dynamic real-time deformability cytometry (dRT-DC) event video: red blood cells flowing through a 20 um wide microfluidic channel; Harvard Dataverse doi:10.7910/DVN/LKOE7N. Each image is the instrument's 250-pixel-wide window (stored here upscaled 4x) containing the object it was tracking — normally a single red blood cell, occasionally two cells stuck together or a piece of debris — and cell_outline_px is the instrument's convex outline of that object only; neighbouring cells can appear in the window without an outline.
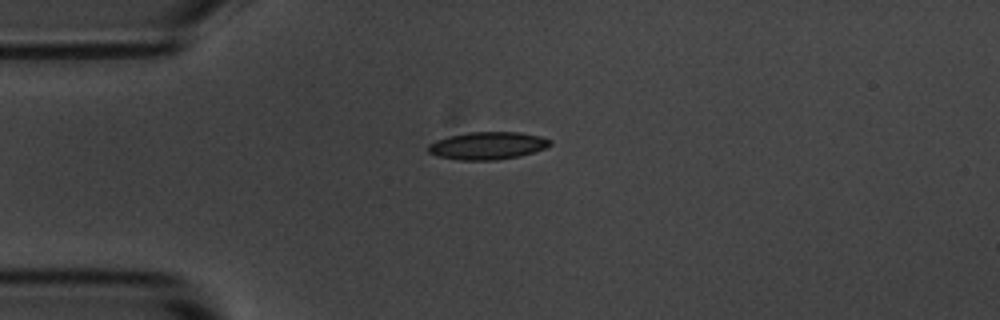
{"species": "common noctule bat (a hibernating species)", "species_latin": "Nyctalus noctula", "temperature_condition": "room temperature", "stored_images_in_passage": 5, "camera_frame_rate_fps": 3000, "um_per_image_px": 0.085, "animal": {"sex": "male", "body_mass_g": 20.1, "forearm_length_mm": 53.5}, "frame": {"image": 1, "passage_image": 1, "time_ms": 0.0, "image_size_px": [1000, 320], "cell_outline_px": [[552, 144], [544, 148], [532, 152], [516, 156], [492, 160], [460, 160], [440, 156], [428, 152], [428, 144], [436, 140], [448, 136], [468, 132], [520, 132], [540, 136], [552, 140]], "centroid_in_image_um": [41.43, 12.36], "position_along_channel_um": 43.6, "area_um2": 19.36}}
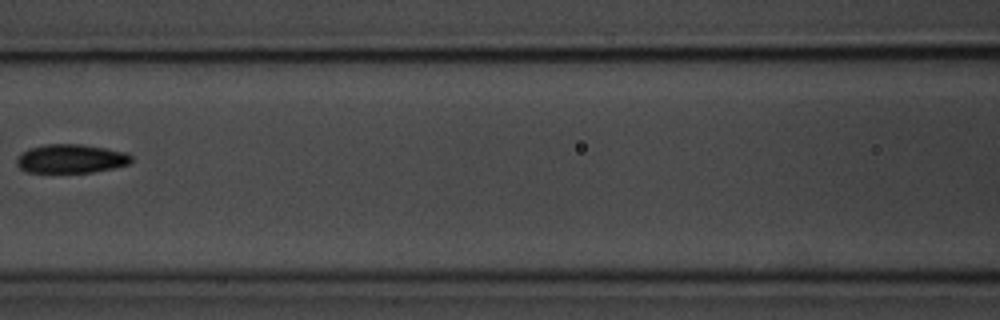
{"frame": {"image": 2, "passage_image": 4, "time_ms": 1.0, "image_size_px": [1000, 320], "cell_outline_px": [[132, 160], [128, 164], [112, 168], [92, 172], [28, 172], [20, 168], [16, 164], [16, 160], [20, 152], [28, 148], [44, 144], [80, 144], [128, 152], [132, 156]], "centroid_in_image_um": [6.01, 13.48], "position_along_channel_um": 160.6, "area_um2": 19.31}}
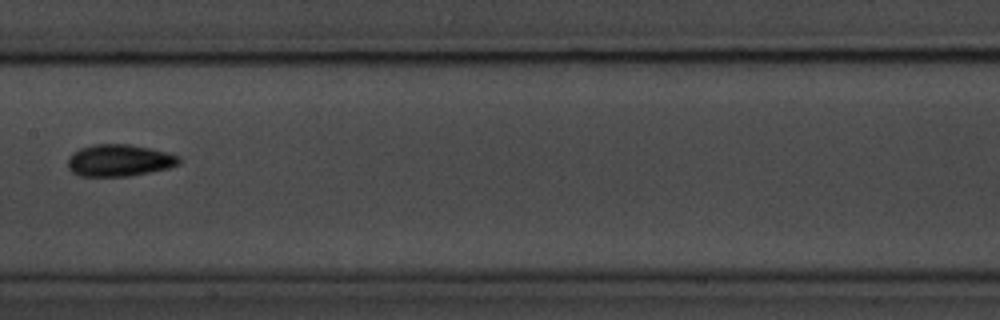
{"frame": {"image": 3, "passage_image": 5, "time_ms": 1.333, "image_size_px": [1000, 320], "cell_outline_px": [[180, 164], [168, 168], [128, 176], [80, 176], [72, 172], [68, 168], [68, 156], [72, 152], [80, 148], [92, 144], [128, 144], [152, 148], [180, 156]], "centroid_in_image_um": [10.12, 13.62], "position_along_channel_um": 197.3, "area_um2": 20.81}}